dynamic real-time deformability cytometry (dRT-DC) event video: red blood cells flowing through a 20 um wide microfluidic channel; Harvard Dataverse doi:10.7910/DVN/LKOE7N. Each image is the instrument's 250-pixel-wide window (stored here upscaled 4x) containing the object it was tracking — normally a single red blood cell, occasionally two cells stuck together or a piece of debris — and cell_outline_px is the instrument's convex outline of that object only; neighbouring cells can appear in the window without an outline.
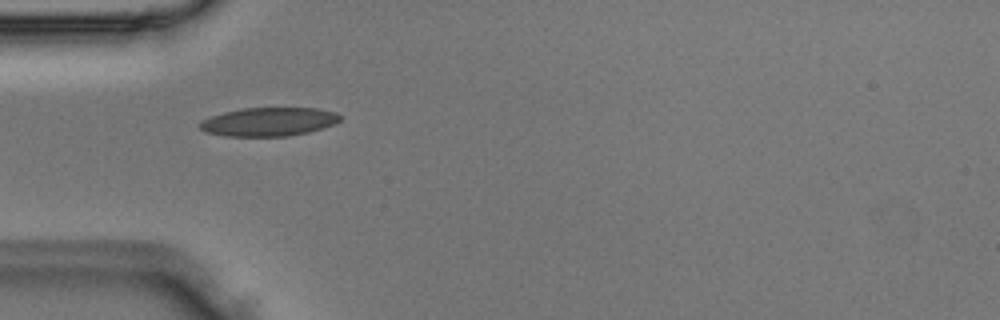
{"species": "Egyptian fruit bat (a non-hibernating species)", "species_latin": "Rousettus aegyptiacus", "temperature_condition": "room temperature", "stored_images_in_passage": 4, "camera_frame_rate_fps": 3000, "um_per_image_px": 0.085, "animal": {"sex": "male"}, "frame": {"image": 1, "passage_image": 1, "time_ms": 0.0, "image_size_px": [1000, 320], "cell_outline_px": [[340, 120], [332, 124], [308, 132], [288, 136], [224, 136], [204, 132], [200, 128], [200, 120], [224, 112], [244, 108], [316, 108], [336, 112], [340, 116]], "centroid_in_image_um": [22.8, 10.35], "position_along_channel_um": 62.2, "area_um2": 23.24}}
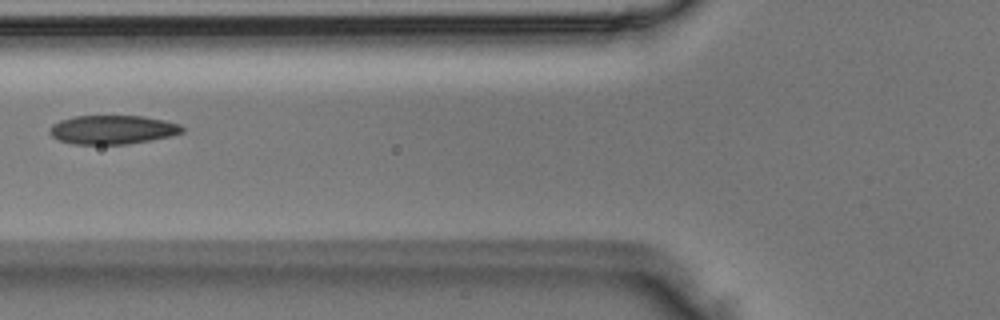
{"frame": {"image": 2, "passage_image": 2, "time_ms": 0.333, "image_size_px": [1000, 320], "cell_outline_px": [[184, 132], [168, 136], [128, 144], [72, 144], [60, 140], [52, 136], [48, 132], [52, 124], [60, 120], [76, 116], [144, 116], [164, 120], [180, 124], [184, 128]], "centroid_in_image_um": [9.55, 11.02], "position_along_channel_um": 116.2, "area_um2": 22.2}}
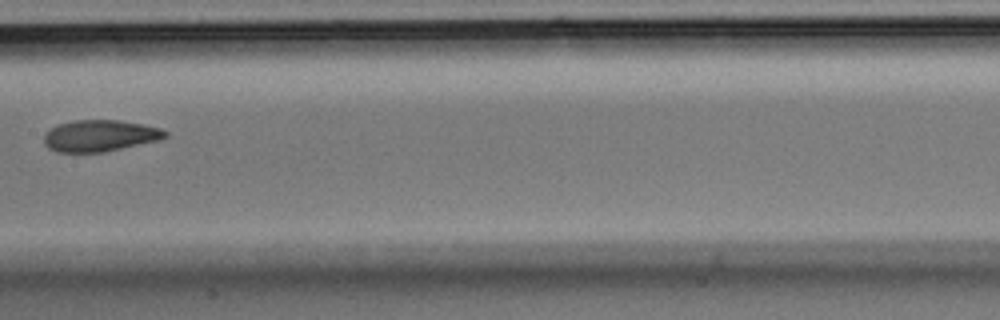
{"frame": {"image": 3, "passage_image": 4, "time_ms": 1.0, "image_size_px": [1000, 320], "cell_outline_px": [[168, 136], [160, 140], [104, 152], [56, 152], [48, 148], [44, 144], [44, 136], [56, 124], [76, 120], [120, 120], [144, 124], [160, 128], [168, 132]], "centroid_in_image_um": [8.51, 11.53], "position_along_channel_um": 198.9, "area_um2": 22.37}}